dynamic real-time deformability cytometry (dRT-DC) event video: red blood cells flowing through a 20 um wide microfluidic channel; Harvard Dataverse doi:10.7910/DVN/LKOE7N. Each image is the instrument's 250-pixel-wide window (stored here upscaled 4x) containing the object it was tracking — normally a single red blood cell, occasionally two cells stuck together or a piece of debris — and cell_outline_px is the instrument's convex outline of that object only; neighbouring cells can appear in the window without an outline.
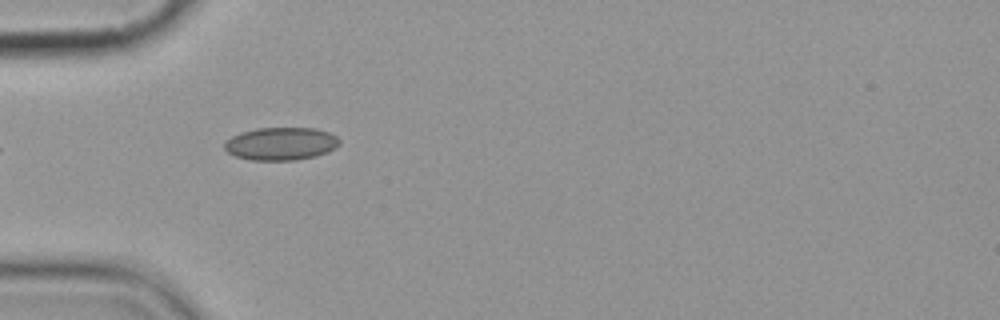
{"species": "common noctule bat (a hibernating species)", "species_latin": "Nyctalus noctula", "temperature_condition": "cold", "stored_images_in_passage": 2, "camera_frame_rate_fps": 3000, "um_per_image_px": 0.085, "animal": {"sex": "female", "body_mass_g": 19.9}, "frame": {"image": 1, "passage_image": 1, "time_ms": 0.0, "image_size_px": [1000, 320], "cell_outline_px": [[340, 144], [336, 148], [328, 152], [316, 156], [296, 160], [252, 160], [236, 156], [228, 152], [224, 148], [224, 144], [232, 136], [240, 132], [256, 128], [316, 128], [328, 132], [336, 136], [340, 140]], "centroid_in_image_um": [23.91, 12.21], "position_along_channel_um": 61.1, "area_um2": 22.08}}
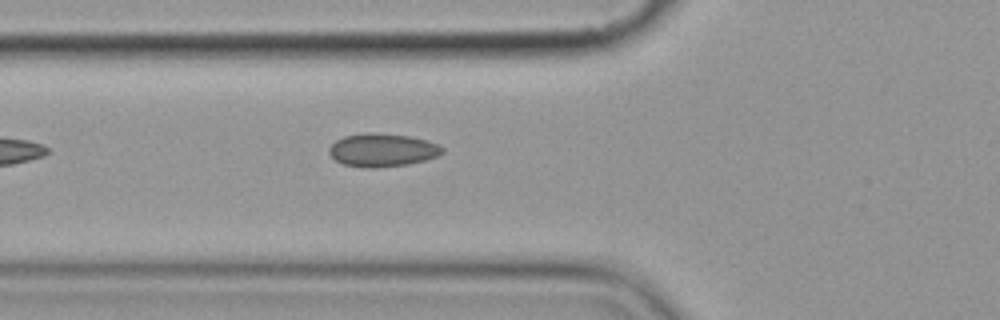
{"frame": {"image": 2, "passage_image": 2, "time_ms": 1.0, "image_size_px": [1000, 320], "cell_outline_px": [[444, 152], [440, 156], [408, 164], [376, 168], [364, 168], [344, 164], [336, 160], [328, 152], [328, 148], [336, 140], [344, 136], [364, 132], [372, 132], [408, 136], [428, 140], [440, 144], [444, 148]], "centroid_in_image_um": [32.53, 12.75], "position_along_channel_um": 93.3, "area_um2": 22.14}}